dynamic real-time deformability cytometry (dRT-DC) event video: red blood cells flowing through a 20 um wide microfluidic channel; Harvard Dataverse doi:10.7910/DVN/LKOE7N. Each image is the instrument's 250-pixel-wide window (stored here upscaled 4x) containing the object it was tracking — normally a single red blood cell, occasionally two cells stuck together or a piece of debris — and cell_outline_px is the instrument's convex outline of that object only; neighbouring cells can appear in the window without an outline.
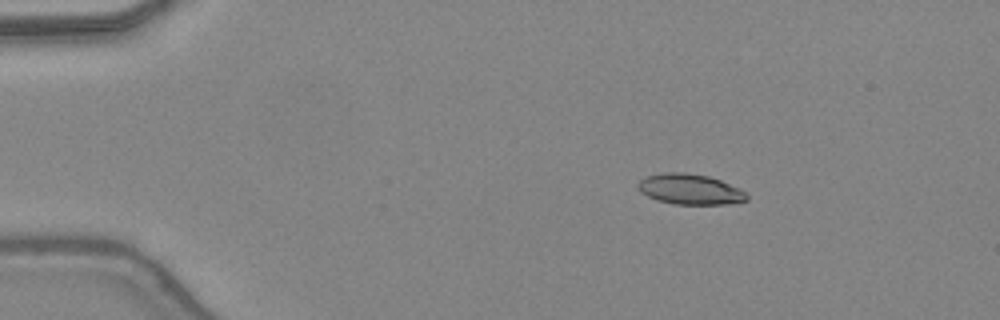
{"species": "common noctule bat (a hibernating species)", "species_latin": "Nyctalus noctula", "temperature_condition": "warm", "stored_images_in_passage": 18, "camera_frame_rate_fps": 3000, "um_per_image_px": 0.085, "animal": {"sex": "female", "body_mass_g": 24.6, "forearm_length_mm": 56.2}, "frame": {"image": 1, "passage_image": 1, "time_ms": 0.0, "image_size_px": [1000, 320], "cell_outline_px": [[748, 200], [724, 204], [672, 204], [656, 200], [640, 192], [636, 184], [640, 180], [648, 176], [664, 172], [684, 172], [708, 176], [720, 180], [740, 188], [748, 196]], "centroid_in_image_um": [58.63, 16.08], "position_along_channel_um": 26.4, "area_um2": 19.31}}
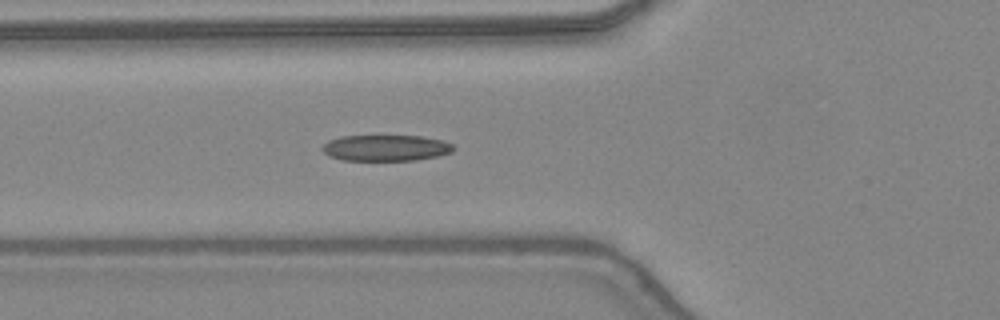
{"frame": {"image": 2, "passage_image": 11, "time_ms": 3.333, "image_size_px": [1000, 320], "cell_outline_px": [[456, 148], [452, 152], [436, 156], [416, 160], [344, 160], [328, 156], [320, 148], [328, 140], [340, 136], [420, 136], [444, 140], [452, 144]], "centroid_in_image_um": [32.79, 12.57], "position_along_channel_um": 93.0, "area_um2": 20.0}}
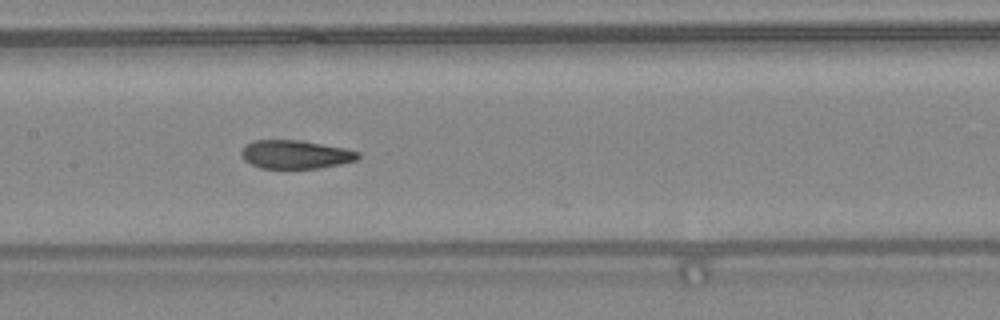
{"frame": {"image": 3, "passage_image": 17, "time_ms": 5.333, "image_size_px": [1000, 320], "cell_outline_px": [[360, 156], [356, 160], [340, 164], [320, 168], [260, 168], [244, 160], [240, 156], [240, 152], [248, 144], [256, 140], [300, 140], [344, 148], [360, 152]], "centroid_in_image_um": [25.12, 13.13], "position_along_channel_um": 182.3, "area_um2": 19.25}}